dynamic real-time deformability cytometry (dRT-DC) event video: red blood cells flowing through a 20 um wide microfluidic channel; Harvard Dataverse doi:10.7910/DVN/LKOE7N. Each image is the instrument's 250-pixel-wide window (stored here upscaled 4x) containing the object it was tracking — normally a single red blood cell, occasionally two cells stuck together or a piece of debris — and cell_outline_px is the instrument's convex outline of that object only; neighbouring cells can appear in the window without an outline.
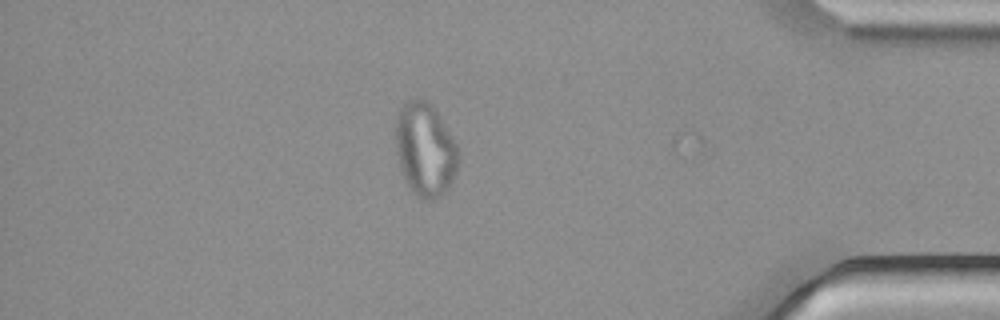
{"species": "common noctule bat (a hibernating species)", "species_latin": "Nyctalus noctula", "temperature_condition": "cold", "stored_images_in_passage": 33, "camera_frame_rate_fps": 3000, "um_per_image_px": 0.085, "animal": {"sex": "male", "body_mass_g": 21.5, "forearm_length_mm": 52.0}, "frame": {"image": 1, "passage_image": 32, "time_ms": 10.333, "image_size_px": [1000, 320], "cell_outline_px": [[460, 160], [456, 176], [448, 188], [440, 196], [432, 200], [424, 200], [416, 196], [412, 192], [404, 176], [400, 164], [396, 144], [396, 116], [400, 108], [408, 100], [416, 96], [428, 100], [432, 104], [440, 116], [452, 136], [456, 144]], "centroid_in_image_um": [36.17, 12.69], "position_along_channel_um": 399.0, "area_um2": 34.45}}